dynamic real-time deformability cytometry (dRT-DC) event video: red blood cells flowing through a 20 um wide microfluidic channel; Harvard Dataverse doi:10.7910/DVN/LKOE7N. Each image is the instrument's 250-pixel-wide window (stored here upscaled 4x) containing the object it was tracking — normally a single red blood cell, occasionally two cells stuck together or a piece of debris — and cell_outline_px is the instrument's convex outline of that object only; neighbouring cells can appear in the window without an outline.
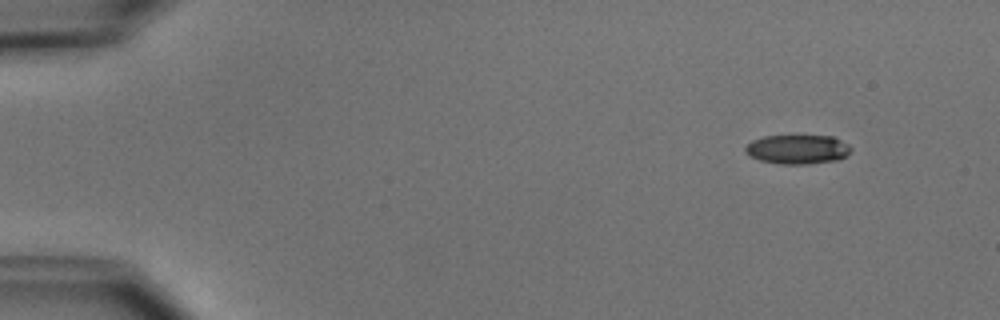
{"species": "common noctule bat (a hibernating species)", "species_latin": "Nyctalus noctula", "temperature_condition": "cold", "stored_images_in_passage": 4, "camera_frame_rate_fps": 3000, "um_per_image_px": 0.085, "animal": {"sex": "male", "body_mass_g": 15.6}, "frame": {"image": 1, "passage_image": 1, "time_ms": 0.0, "image_size_px": [1000, 320], "cell_outline_px": [[852, 148], [840, 160], [808, 164], [780, 164], [760, 160], [748, 156], [744, 152], [744, 148], [752, 140], [764, 136], [832, 136], [848, 144]], "centroid_in_image_um": [67.76, 12.7], "position_along_channel_um": 17.2, "area_um2": 18.03}}
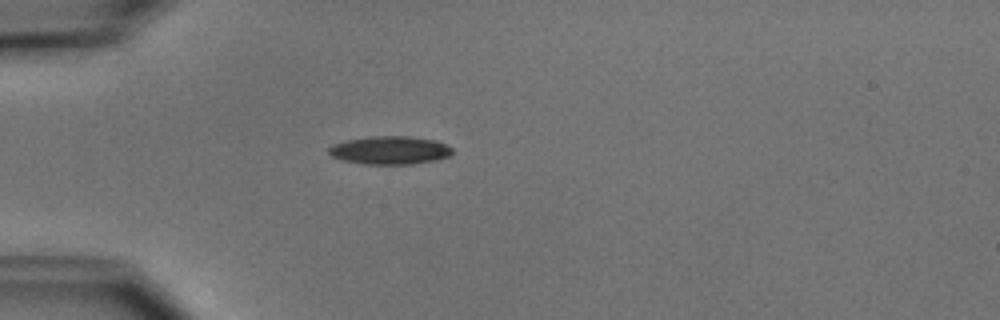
{"frame": {"image": 2, "passage_image": 4, "time_ms": 3.333, "image_size_px": [1000, 320], "cell_outline_px": [[452, 152], [448, 156], [436, 160], [412, 164], [364, 164], [344, 160], [332, 156], [328, 152], [328, 148], [332, 144], [348, 140], [368, 136], [408, 136], [436, 140], [452, 148]], "centroid_in_image_um": [33.13, 12.76], "position_along_channel_um": 51.9, "area_um2": 20.23}}